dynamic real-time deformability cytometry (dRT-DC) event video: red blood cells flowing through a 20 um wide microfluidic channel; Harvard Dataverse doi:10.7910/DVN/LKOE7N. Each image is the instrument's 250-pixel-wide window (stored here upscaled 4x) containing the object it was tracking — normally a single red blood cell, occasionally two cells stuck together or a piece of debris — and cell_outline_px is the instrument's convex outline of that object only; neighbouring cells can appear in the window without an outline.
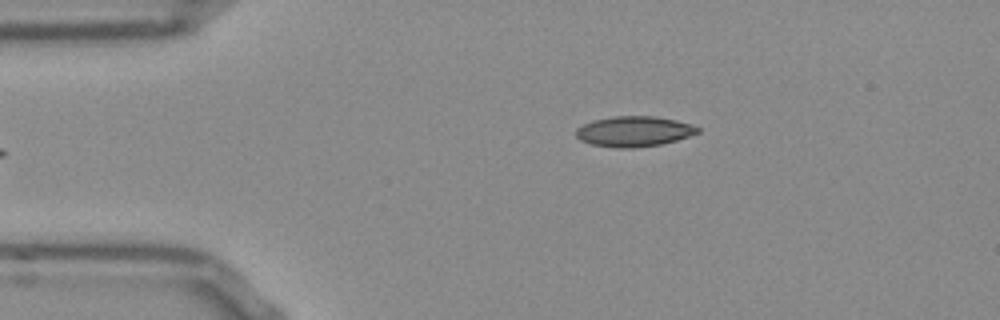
{"species": "Egyptian fruit bat (a non-hibernating species)", "species_latin": "Rousettus aegyptiacus", "temperature_condition": "room temperature", "stored_images_in_passage": 38, "camera_frame_rate_fps": 3000, "um_per_image_px": 0.085, "frame": {"image": 1, "passage_image": 2, "time_ms": 0.333, "image_size_px": [1000, 320], "cell_outline_px": [[700, 132], [676, 140], [660, 144], [632, 148], [620, 148], [592, 144], [580, 140], [576, 136], [576, 128], [592, 120], [612, 116], [656, 116], [676, 120], [692, 124], [700, 128]], "centroid_in_image_um": [53.89, 11.15], "position_along_channel_um": 31.1, "area_um2": 21.5}}
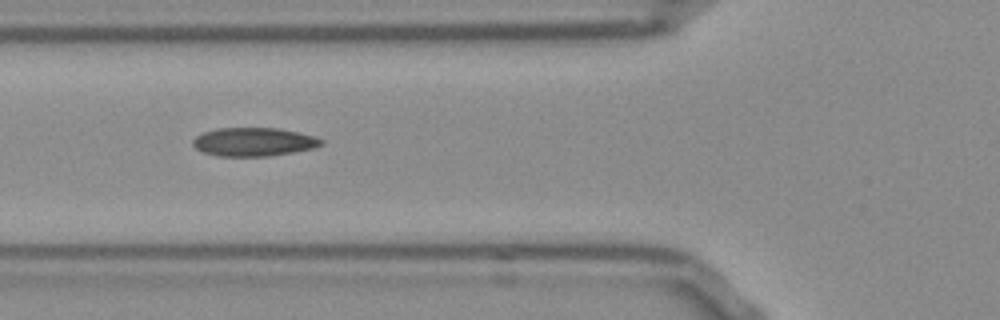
{"frame": {"image": 2, "passage_image": 11, "time_ms": 3.333, "image_size_px": [1000, 320], "cell_outline_px": [[324, 144], [312, 148], [292, 152], [268, 156], [220, 156], [204, 152], [196, 148], [192, 144], [192, 140], [196, 136], [204, 132], [216, 128], [280, 128], [300, 132], [316, 136], [324, 140]], "centroid_in_image_um": [21.59, 12.05], "position_along_channel_um": 104.2, "area_um2": 21.39}}
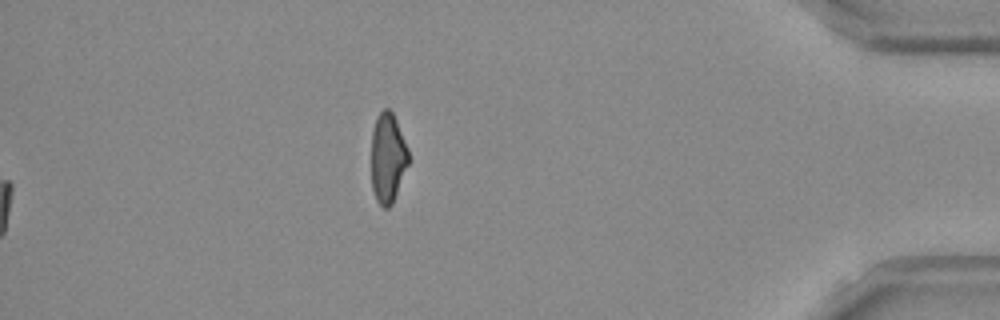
{"frame": {"image": 3, "passage_image": 38, "time_ms": 12.333, "image_size_px": [1000, 320], "cell_outline_px": [[408, 164], [392, 204], [388, 208], [384, 208], [376, 200], [372, 188], [372, 132], [376, 116], [384, 108], [388, 108], [392, 112], [396, 120], [408, 148]], "centroid_in_image_um": [32.95, 13.41], "position_along_channel_um": 402.2, "area_um2": 19.31}, "authors_computed_cell_mechanics": {"area_um2": 21.097, "velocity_mm_per_s": 3.8295, "shape_relaxation_time_tau1_ms": 8.1223, "shape_relaxation_time_tau2_ms": 2.0062, "deformation_change_tau1": 0.1898, "deformation_change_tau2": 0.0741}}